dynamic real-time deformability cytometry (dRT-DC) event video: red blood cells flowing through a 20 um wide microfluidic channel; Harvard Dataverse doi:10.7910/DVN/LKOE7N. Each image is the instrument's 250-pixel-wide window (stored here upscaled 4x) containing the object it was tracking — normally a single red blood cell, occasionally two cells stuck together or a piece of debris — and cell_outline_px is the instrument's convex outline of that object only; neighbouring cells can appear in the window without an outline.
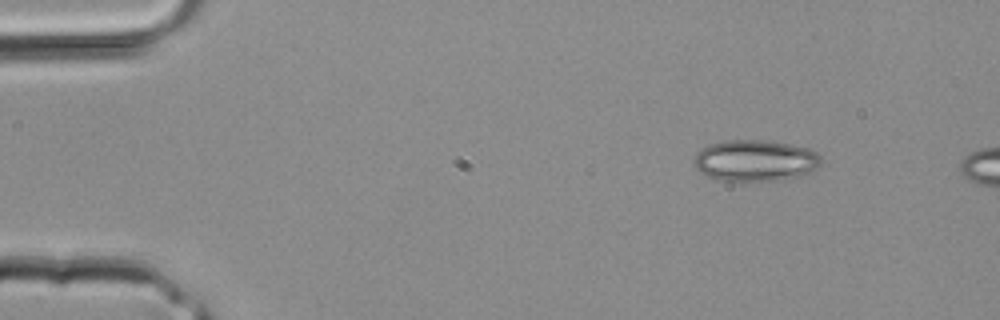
{"species": "common noctule bat (a hibernating species)", "species_latin": "Nyctalus noctula", "temperature_condition": "room temperature", "stored_images_in_passage": 2, "camera_frame_rate_fps": 3000, "um_per_image_px": 0.085, "animal": {"sex": "male", "body_mass_g": 20.4}, "frame": {"image": 1, "passage_image": 1, "time_ms": 0.0, "image_size_px": [1000, 320], "cell_outline_px": [[820, 164], [816, 168], [800, 176], [780, 180], [720, 180], [704, 176], [696, 168], [692, 160], [696, 152], [708, 144], [724, 140], [764, 140], [788, 144], [808, 148], [816, 152], [820, 156]], "centroid_in_image_um": [64.13, 13.64], "position_along_channel_um": 20.9, "area_um2": 30.63}}